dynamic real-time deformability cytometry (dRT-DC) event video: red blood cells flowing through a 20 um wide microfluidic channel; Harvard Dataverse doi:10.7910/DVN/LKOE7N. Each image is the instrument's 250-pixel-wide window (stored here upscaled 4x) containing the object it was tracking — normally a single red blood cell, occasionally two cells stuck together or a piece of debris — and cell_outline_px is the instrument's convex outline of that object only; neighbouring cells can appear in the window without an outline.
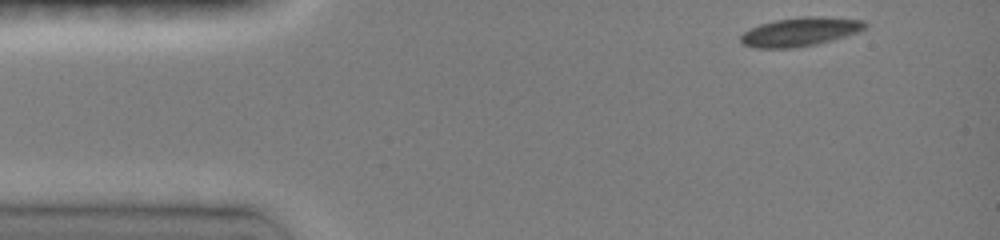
{"species": "common noctule bat (a hibernating species)", "species_latin": "Nyctalus noctula", "temperature_condition": "room temperature", "stored_images_in_passage": 62, "camera_frame_rate_fps": 3000, "um_per_image_px": 0.085, "animal": {"sex": "female", "body_mass_g": 19.0, "forearm_length_mm": 51.5}, "frame": {"image": 1, "passage_image": 1, "time_ms": 0.0, "image_size_px": [1000, 240], "cell_outline_px": [[868, 24], [860, 32], [816, 44], [792, 48], [756, 48], [744, 44], [740, 40], [740, 36], [744, 32], [760, 24], [776, 20], [804, 16], [816, 16], [864, 20]], "centroid_in_image_um": [68.03, 2.7], "position_along_channel_um": 17.0, "area_um2": 20.69}}
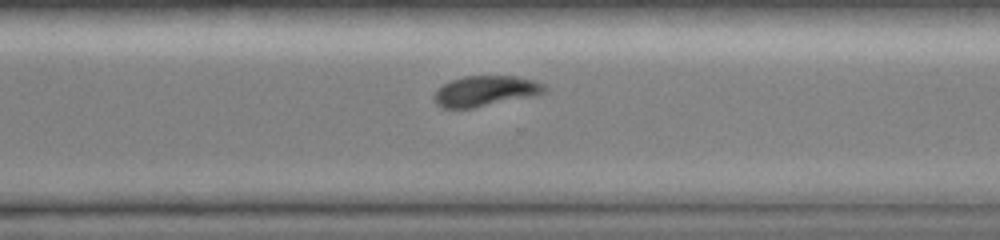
{"frame": {"image": 2, "passage_image": 47, "time_ms": 9.667, "image_size_px": [1000, 240], "cell_outline_px": [[548, 88], [544, 92], [532, 96], [472, 108], [444, 108], [436, 104], [432, 96], [436, 88], [452, 80], [464, 76], [516, 76], [536, 80], [544, 84]], "centroid_in_image_um": [41.24, 7.73], "position_along_channel_um": 329.4, "area_um2": 19.65}}
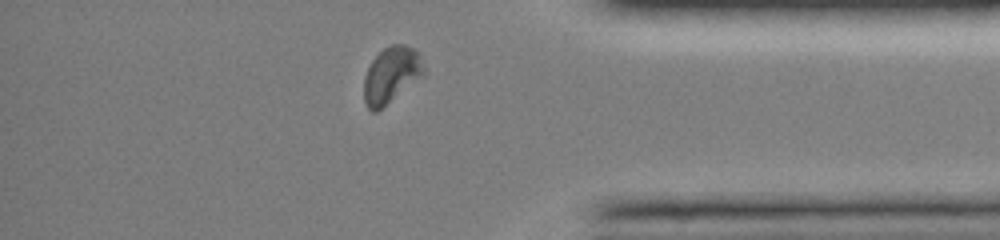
{"frame": {"image": 3, "passage_image": 57, "time_ms": 11.667, "image_size_px": [1000, 240], "cell_outline_px": [[424, 72], [376, 112], [372, 112], [368, 108], [364, 100], [364, 76], [372, 60], [384, 48], [392, 44], [404, 44], [412, 48], [416, 52], [424, 68]], "centroid_in_image_um": [33.19, 6.35], "position_along_channel_um": 402.0, "area_um2": 18.67}, "authors_computed_cell_mechanics": {"area_um2": 20.7213, "velocity_mm_per_s": 4.066, "shape_relaxation_time_tau1_ms": 2.7086, "shape_relaxation_time_tau2_ms": 5.0439, "deformation_change_tau1": 0.1071, "deformation_change_tau2": 0.0861}}